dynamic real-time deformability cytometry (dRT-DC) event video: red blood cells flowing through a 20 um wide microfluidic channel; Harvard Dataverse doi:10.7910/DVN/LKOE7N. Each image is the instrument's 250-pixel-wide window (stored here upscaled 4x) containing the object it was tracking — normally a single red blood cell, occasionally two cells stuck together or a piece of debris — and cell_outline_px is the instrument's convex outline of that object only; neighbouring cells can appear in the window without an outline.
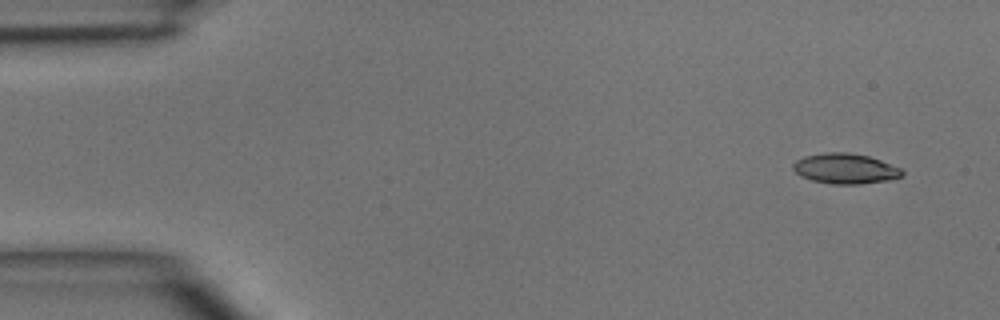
{"species": "common noctule bat (a hibernating species)", "species_latin": "Nyctalus noctula", "temperature_condition": "room temperature", "stored_images_in_passage": 6, "camera_frame_rate_fps": 3000, "um_per_image_px": 0.085, "animal": {"sex": "male", "body_mass_g": 15.6}, "frame": {"image": 1, "passage_image": 1, "time_ms": 0.0, "image_size_px": [1000, 320], "cell_outline_px": [[904, 176], [888, 180], [860, 184], [832, 184], [812, 180], [800, 176], [792, 168], [792, 164], [796, 160], [804, 156], [824, 152], [848, 152], [868, 156], [904, 168]], "centroid_in_image_um": [71.87, 14.33], "position_along_channel_um": 13.1, "area_um2": 19.48}}
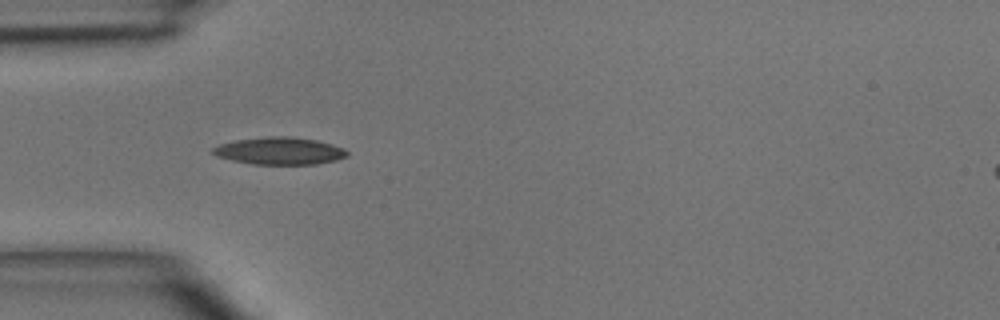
{"frame": {"image": 2, "passage_image": 4, "time_ms": 3.667, "image_size_px": [1000, 320], "cell_outline_px": [[348, 156], [336, 160], [316, 164], [252, 164], [232, 160], [216, 156], [212, 152], [212, 148], [220, 144], [236, 140], [268, 136], [292, 136], [316, 140], [332, 144], [344, 148], [348, 152]], "centroid_in_image_um": [23.78, 12.82], "position_along_channel_um": 61.2, "area_um2": 21.39}}
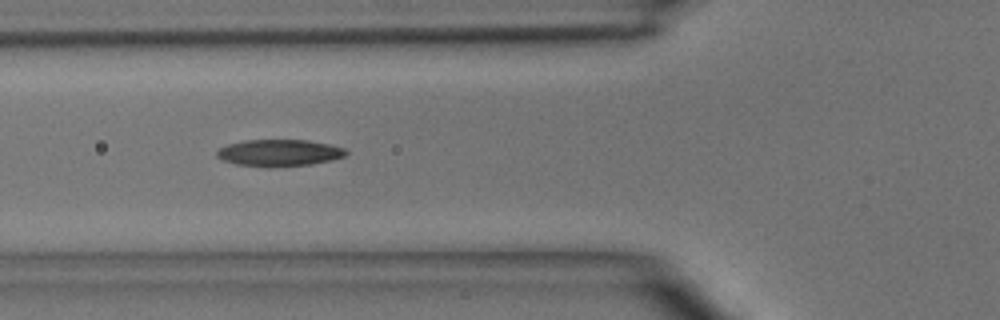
{"frame": {"image": 3, "passage_image": 5, "time_ms": 4.667, "image_size_px": [1000, 320], "cell_outline_px": [[348, 152], [344, 156], [332, 160], [312, 164], [264, 168], [236, 164], [224, 160], [216, 156], [216, 152], [220, 148], [228, 144], [244, 140], [308, 140], [328, 144], [344, 148]], "centroid_in_image_um": [23.72, 13.0], "position_along_channel_um": 102.1, "area_um2": 20.23}}